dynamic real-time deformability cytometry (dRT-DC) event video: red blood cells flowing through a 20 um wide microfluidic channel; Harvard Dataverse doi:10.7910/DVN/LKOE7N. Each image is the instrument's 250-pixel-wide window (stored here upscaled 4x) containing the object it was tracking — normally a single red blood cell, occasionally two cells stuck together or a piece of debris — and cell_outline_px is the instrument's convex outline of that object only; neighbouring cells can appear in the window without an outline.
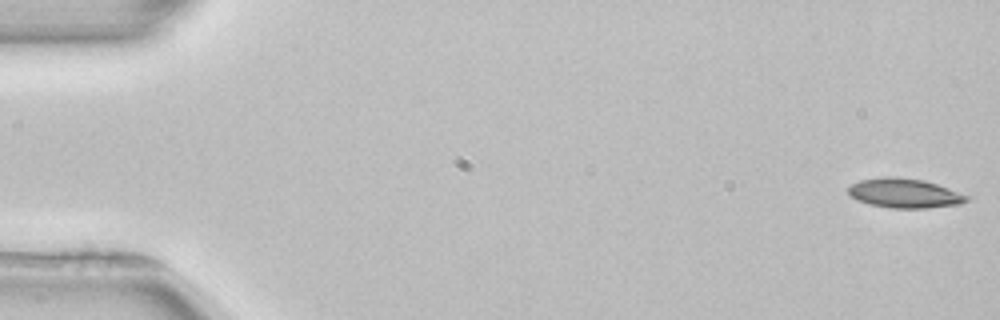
{"species": "common noctule bat (a hibernating species)", "species_latin": "Nyctalus noctula", "temperature_condition": "room temperature", "stored_images_in_passage": 52, "camera_frame_rate_fps": 3000, "um_per_image_px": 0.085, "animal": {"sex": "female", "body_mass_g": 22.7, "forearm_length_mm": 54.2}, "frame": {"image": 1, "passage_image": 1, "time_ms": 0.0, "image_size_px": [1000, 320], "cell_outline_px": [[972, 196], [968, 200], [960, 204], [928, 208], [892, 208], [868, 204], [856, 200], [848, 192], [848, 188], [852, 184], [860, 180], [888, 176], [924, 180]], "centroid_in_image_um": [76.91, 16.43], "position_along_channel_um": 8.1, "area_um2": 20.29}}
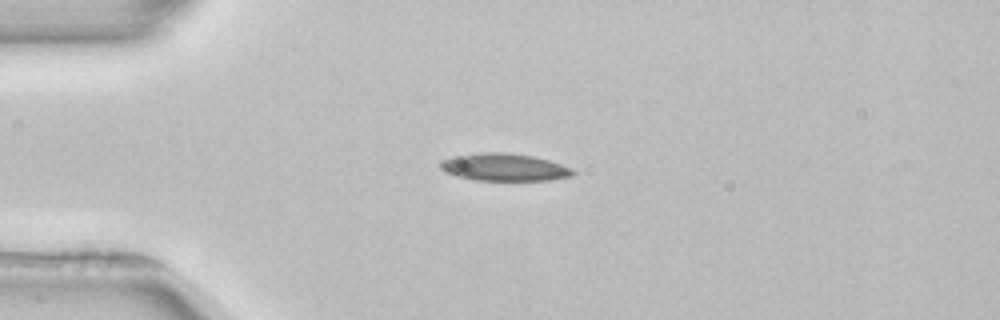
{"frame": {"image": 2, "passage_image": 13, "time_ms": 4.0, "image_size_px": [1000, 320], "cell_outline_px": [[576, 172], [572, 176], [548, 180], [476, 180], [456, 176], [444, 172], [440, 168], [440, 160], [456, 156], [480, 152], [504, 152], [532, 156], [548, 160], [572, 168]], "centroid_in_image_um": [42.84, 14.21], "position_along_channel_um": 42.2, "area_um2": 21.15}}
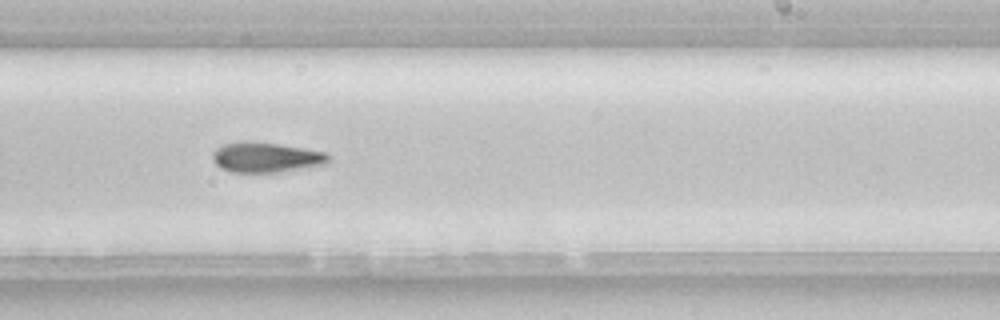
{"frame": {"image": 3, "passage_image": 32, "time_ms": 10.333, "image_size_px": [1000, 320], "cell_outline_px": [[328, 164], [284, 172], [232, 172], [220, 168], [212, 160], [212, 152], [216, 148], [224, 144], [244, 140], [276, 144], [324, 152], [328, 156]], "centroid_in_image_um": [22.57, 13.38], "position_along_channel_um": 266.4, "area_um2": 20.35}}